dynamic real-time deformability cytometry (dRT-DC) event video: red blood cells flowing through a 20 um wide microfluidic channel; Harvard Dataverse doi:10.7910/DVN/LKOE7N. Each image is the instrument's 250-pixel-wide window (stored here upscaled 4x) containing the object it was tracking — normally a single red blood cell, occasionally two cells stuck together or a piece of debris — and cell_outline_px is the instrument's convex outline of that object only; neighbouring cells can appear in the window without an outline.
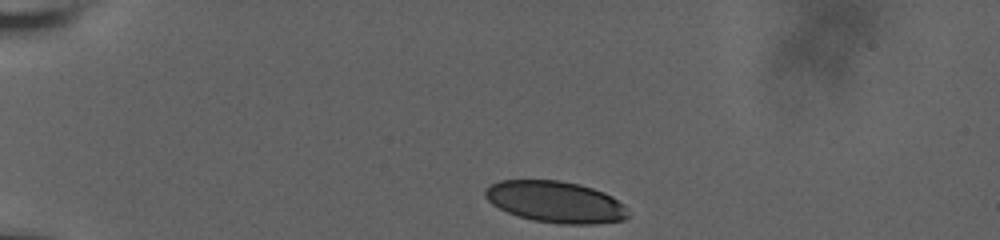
{"species": "human", "species_latin": "Homo sapiens", "temperature_condition": "room temperature", "stored_images_in_passage": 38, "camera_frame_rate_fps": 3000, "um_per_image_px": 0.085, "donor": {"sex": "male"}, "frame": {"image": 1, "passage_image": 1, "time_ms": 0.0, "image_size_px": [1000, 240], "cell_outline_px": [[628, 216], [624, 220], [592, 224], [560, 224], [532, 220], [508, 212], [492, 204], [484, 196], [484, 188], [500, 180], [560, 180], [580, 184], [604, 192], [612, 196], [624, 204]], "centroid_in_image_um": [47.21, 17.15], "position_along_channel_um": 37.8, "area_um2": 34.56}}
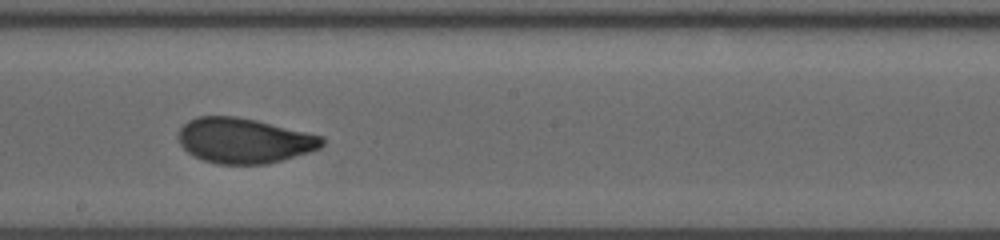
{"frame": {"image": 2, "passage_image": 22, "time_ms": 7.0, "image_size_px": [1000, 240], "cell_outline_px": [[324, 144], [320, 148], [308, 152], [268, 164], [216, 164], [204, 160], [188, 152], [180, 144], [176, 136], [180, 128], [188, 120], [196, 116], [236, 116], [256, 120], [324, 136]], "centroid_in_image_um": [20.73, 11.94], "position_along_channel_um": 227.5, "area_um2": 37.92}}
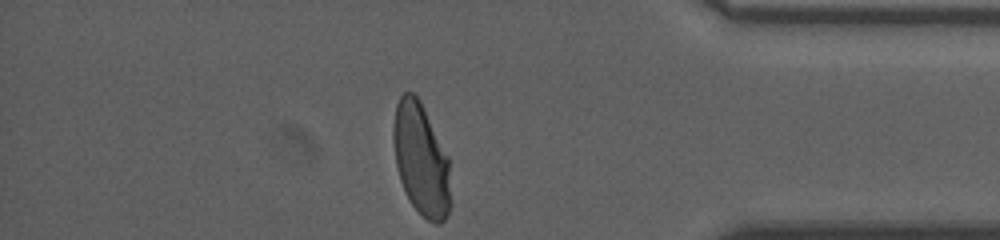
{"frame": {"image": 3, "passage_image": 38, "time_ms": 12.333, "image_size_px": [1000, 240], "cell_outline_px": [[452, 204], [448, 216], [440, 224], [436, 224], [428, 220], [412, 204], [400, 180], [396, 164], [392, 140], [392, 124], [396, 104], [400, 96], [404, 92], [412, 92], [420, 100], [448, 156]], "centroid_in_image_um": [35.8, 13.56], "position_along_channel_um": 399.4, "area_um2": 37.74}, "authors_computed_cell_mechanics": {"area_um2": 37.7723, "velocity_mm_per_s": 3.6506, "shape_relaxation_time_tau1_ms": 7.2783, "shape_relaxation_time_tau2_ms": null, "deformation_change_tau1": 0.2064, "deformation_change_tau2": null}}